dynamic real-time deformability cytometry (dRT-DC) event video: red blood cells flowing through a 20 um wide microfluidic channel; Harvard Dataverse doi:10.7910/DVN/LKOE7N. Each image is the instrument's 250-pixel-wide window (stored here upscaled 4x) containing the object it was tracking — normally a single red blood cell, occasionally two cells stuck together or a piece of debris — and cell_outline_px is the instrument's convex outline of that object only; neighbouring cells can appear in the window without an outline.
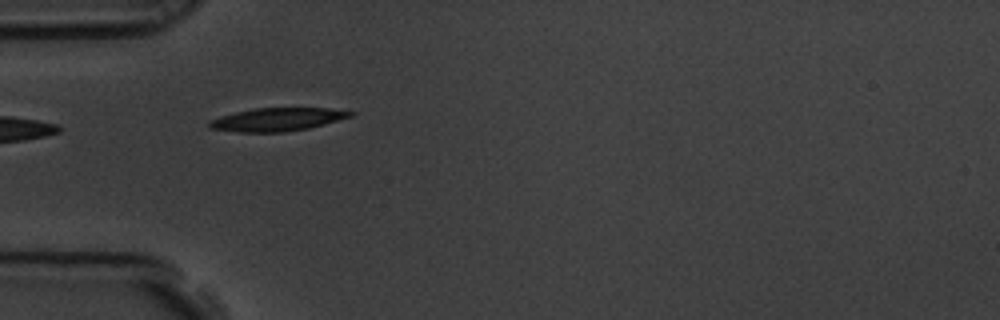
{"species": "common noctule bat (a hibernating species)", "species_latin": "Nyctalus noctula", "temperature_condition": "room temperature", "stored_images_in_passage": 6, "camera_frame_rate_fps": 3000, "um_per_image_px": 0.085, "animal": {"sex": "male", "body_mass_g": 19.5, "forearm_length_mm": 54.6}, "frame": {"image": 1, "passage_image": 4, "time_ms": 1.0, "image_size_px": [1000, 320], "cell_outline_px": [[356, 112], [352, 116], [324, 124], [308, 128], [284, 132], [236, 132], [208, 128], [208, 120], [220, 116], [236, 112], [256, 108], [328, 108]], "centroid_in_image_um": [23.53, 10.15], "position_along_channel_um": 61.5, "area_um2": 19.02}}
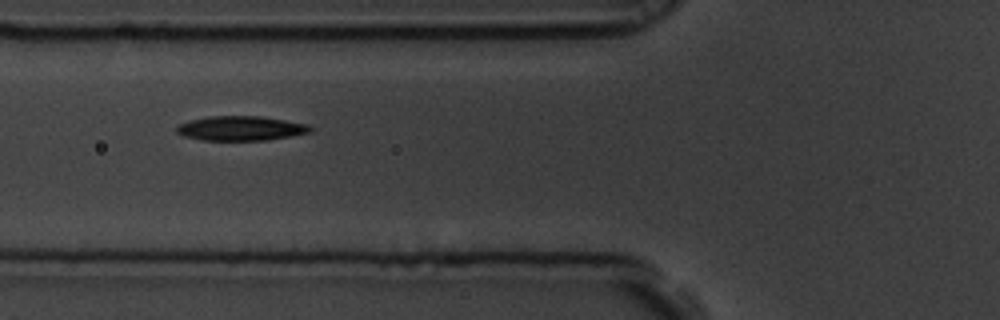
{"frame": {"image": 2, "passage_image": 5, "time_ms": 1.333, "image_size_px": [1000, 320], "cell_outline_px": [[312, 132], [292, 136], [268, 140], [204, 140], [184, 136], [176, 132], [176, 124], [188, 120], [208, 116], [260, 116], [308, 124], [312, 128]], "centroid_in_image_um": [20.45, 10.9], "position_along_channel_um": 105.4, "area_um2": 19.25}}
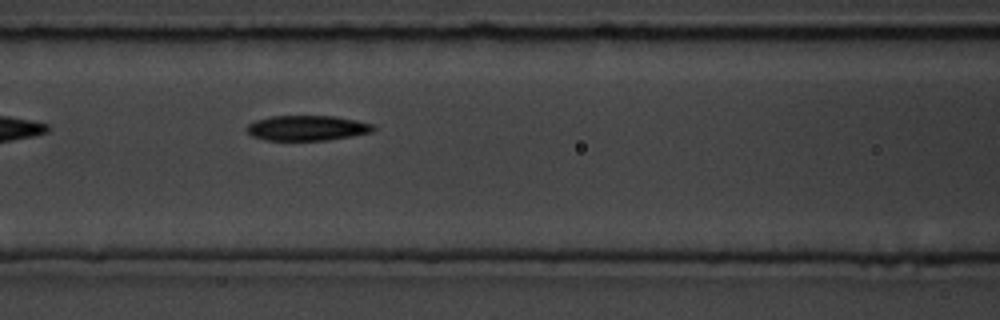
{"frame": {"image": 3, "passage_image": 6, "time_ms": 1.667, "image_size_px": [1000, 320], "cell_outline_px": [[376, 128], [372, 132], [352, 136], [328, 140], [264, 140], [252, 136], [244, 128], [248, 124], [256, 120], [272, 116], [336, 116], [356, 120], [372, 124]], "centroid_in_image_um": [26.09, 10.88], "position_along_channel_um": 140.5, "area_um2": 18.61}}